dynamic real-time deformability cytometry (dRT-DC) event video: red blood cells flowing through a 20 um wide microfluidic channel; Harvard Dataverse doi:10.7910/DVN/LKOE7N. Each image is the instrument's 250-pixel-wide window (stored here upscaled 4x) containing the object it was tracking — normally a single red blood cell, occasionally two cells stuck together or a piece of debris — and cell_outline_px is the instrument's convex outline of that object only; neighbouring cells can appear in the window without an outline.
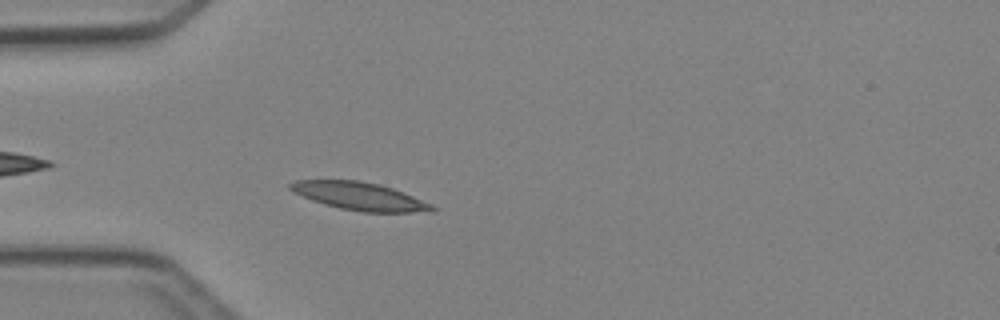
{"species": "Egyptian fruit bat (a non-hibernating species)", "species_latin": "Rousettus aegyptiacus", "temperature_condition": "cold", "stored_images_in_passage": 4, "camera_frame_rate_fps": 3000, "um_per_image_px": 0.085, "animal": {"sex": "female"}, "frame": {"image": 1, "passage_image": 4, "time_ms": 4.333, "image_size_px": [1000, 320], "cell_outline_px": [[436, 212], [364, 212], [340, 208], [324, 204], [312, 200], [292, 192], [288, 188], [288, 184], [296, 180], [360, 180], [380, 184], [392, 188], [432, 204], [436, 208]], "centroid_in_image_um": [30.56, 16.67], "position_along_channel_um": 54.4, "area_um2": 23.06}}